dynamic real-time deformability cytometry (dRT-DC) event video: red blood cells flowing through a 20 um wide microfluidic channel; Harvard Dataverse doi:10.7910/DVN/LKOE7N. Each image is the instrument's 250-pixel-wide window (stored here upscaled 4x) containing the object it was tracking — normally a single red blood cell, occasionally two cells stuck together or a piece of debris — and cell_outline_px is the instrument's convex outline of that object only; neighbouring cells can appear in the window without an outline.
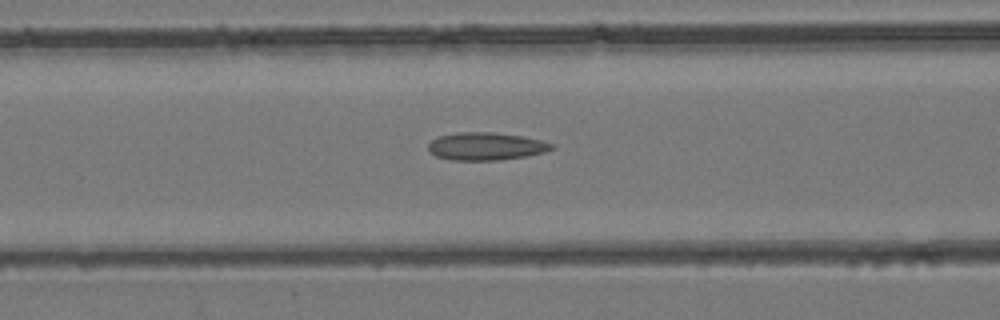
{"species": "common noctule bat (a hibernating species)", "species_latin": "Nyctalus noctula", "temperature_condition": "room temperature", "stored_images_in_passage": 23, "camera_frame_rate_fps": 3000, "um_per_image_px": 0.085, "animal": {"sex": "female", "body_mass_g": 24.6, "forearm_length_mm": 56.2}, "frame": {"image": 1, "passage_image": 5, "time_ms": 1.333, "image_size_px": [1000, 320], "cell_outline_px": [[556, 148], [544, 152], [524, 156], [500, 160], [452, 160], [436, 156], [428, 152], [428, 144], [436, 136], [456, 132], [492, 132], [520, 136], [540, 140], [556, 144]], "centroid_in_image_um": [41.28, 12.43], "position_along_channel_um": 125.3, "area_um2": 20.06}}
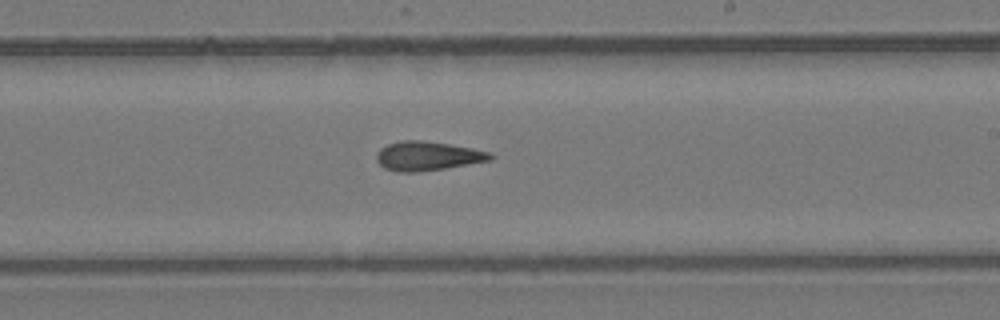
{"frame": {"image": 2, "passage_image": 13, "time_ms": 4.0, "image_size_px": [1000, 320], "cell_outline_px": [[496, 156], [492, 160], [444, 168], [416, 172], [396, 172], [384, 168], [376, 160], [376, 156], [380, 148], [388, 144], [404, 140], [420, 140], [448, 144], [472, 148], [492, 152]], "centroid_in_image_um": [36.36, 13.26], "position_along_channel_um": 252.6, "area_um2": 19.31}}
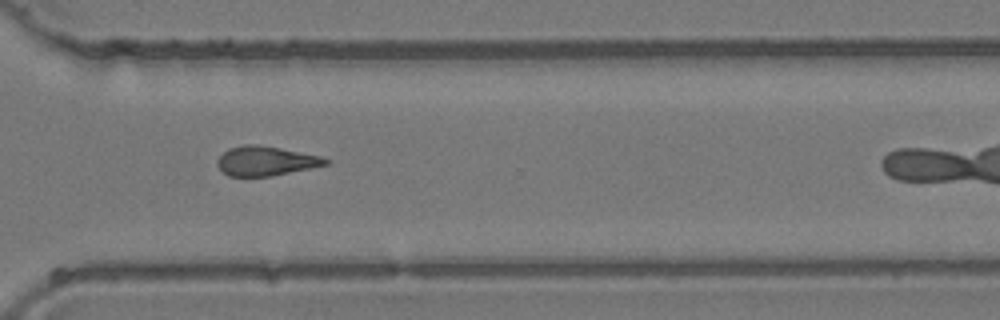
{"frame": {"image": 3, "passage_image": 19, "time_ms": 6.0, "image_size_px": [1000, 320], "cell_outline_px": [[332, 160], [328, 164], [312, 168], [272, 176], [228, 176], [216, 164], [216, 160], [228, 148], [244, 144], [256, 144], [280, 148], [320, 156]], "centroid_in_image_um": [22.6, 13.68], "position_along_channel_um": 348.0, "area_um2": 18.61}}